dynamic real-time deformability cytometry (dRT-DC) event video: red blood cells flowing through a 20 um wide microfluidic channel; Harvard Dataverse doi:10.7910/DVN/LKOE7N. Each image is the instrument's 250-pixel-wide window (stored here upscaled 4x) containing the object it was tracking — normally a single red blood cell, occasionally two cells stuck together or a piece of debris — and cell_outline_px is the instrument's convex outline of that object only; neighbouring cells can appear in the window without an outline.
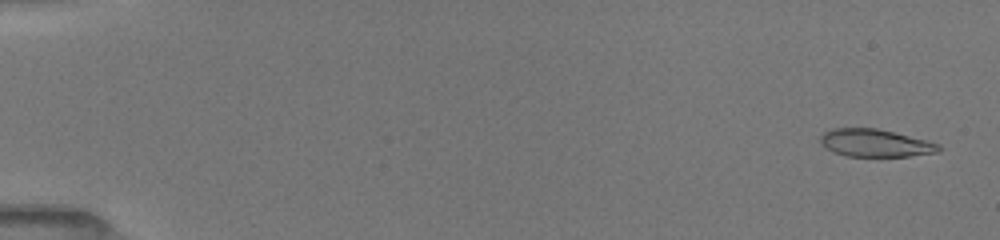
{"species": "common noctule bat (a hibernating species)", "species_latin": "Nyctalus noctula", "temperature_condition": "room temperature", "stored_images_in_passage": 35, "camera_frame_rate_fps": 3000, "um_per_image_px": 0.085, "animal": {"sex": "female", "body_mass_g": 19.5, "forearm_length_mm": 54.1}, "frame": {"image": 1, "passage_image": 1, "time_ms": 0.0, "image_size_px": [1000, 240], "cell_outline_px": [[944, 148], [940, 152], [908, 156], [844, 156], [832, 152], [820, 144], [820, 136], [824, 132], [832, 128], [876, 128], [928, 140], [940, 144]], "centroid_in_image_um": [74.41, 12.16], "position_along_channel_um": 10.6, "area_um2": 19.31}}
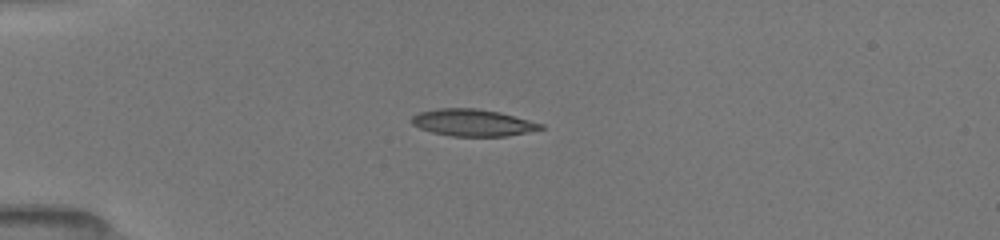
{"frame": {"image": 2, "passage_image": 23, "time_ms": 4.0, "image_size_px": [1000, 240], "cell_outline_px": [[544, 128], [528, 132], [508, 136], [452, 136], [432, 132], [420, 128], [412, 124], [412, 116], [420, 112], [440, 108], [476, 108], [500, 112], [544, 124]], "centroid_in_image_um": [40.21, 10.42], "position_along_channel_um": 44.8, "area_um2": 20.17}}
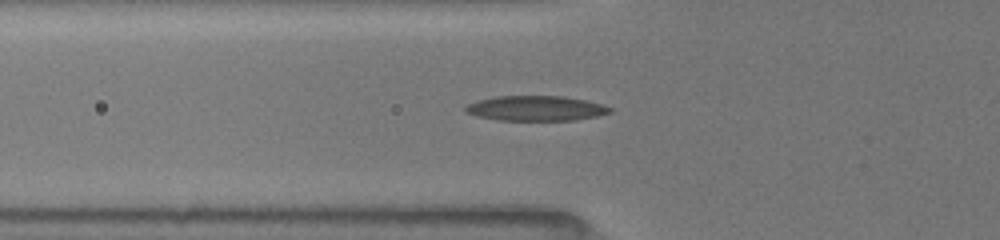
{"frame": {"image": 3, "passage_image": 31, "time_ms": 5.667, "image_size_px": [1000, 240], "cell_outline_px": [[612, 112], [596, 116], [576, 120], [496, 120], [476, 116], [464, 112], [464, 108], [468, 104], [476, 100], [496, 96], [564, 96], [584, 100], [600, 104], [612, 108]], "centroid_in_image_um": [45.49, 9.21], "position_along_channel_um": 80.3, "area_um2": 21.1}}